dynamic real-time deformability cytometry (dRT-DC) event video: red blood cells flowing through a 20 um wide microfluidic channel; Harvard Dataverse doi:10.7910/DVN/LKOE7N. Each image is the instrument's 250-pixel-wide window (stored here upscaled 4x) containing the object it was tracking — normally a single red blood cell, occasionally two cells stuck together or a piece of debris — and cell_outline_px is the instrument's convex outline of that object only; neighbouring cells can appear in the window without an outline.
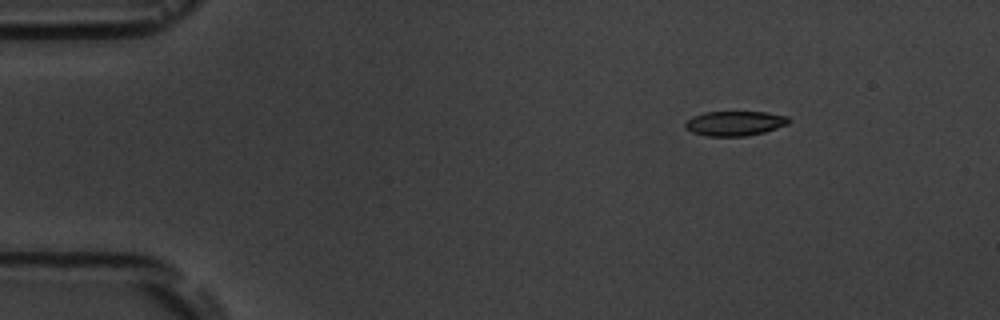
{"species": "common noctule bat (a hibernating species)", "species_latin": "Nyctalus noctula", "temperature_condition": "room temperature", "stored_images_in_passage": 9, "camera_frame_rate_fps": 3000, "um_per_image_px": 0.085, "animal": {"sex": "male", "body_mass_g": 19.5, "forearm_length_mm": 54.6}, "frame": {"image": 1, "passage_image": 1, "time_ms": 0.0, "image_size_px": [1000, 320], "cell_outline_px": [[788, 124], [764, 132], [744, 136], [708, 136], [692, 132], [684, 124], [692, 116], [704, 112], [768, 112], [788, 116]], "centroid_in_image_um": [62.46, 10.48], "position_along_channel_um": 22.5, "area_um2": 14.74}}
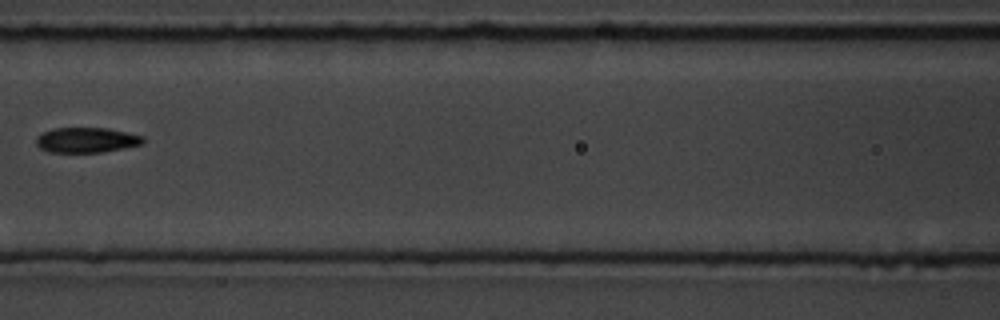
{"frame": {"image": 2, "passage_image": 6, "time_ms": 6.0, "image_size_px": [1000, 320], "cell_outline_px": [[144, 144], [124, 148], [100, 152], [48, 152], [40, 148], [36, 144], [36, 136], [52, 128], [108, 128], [144, 136]], "centroid_in_image_um": [7.35, 11.9], "position_along_channel_um": 159.2, "area_um2": 15.72}}
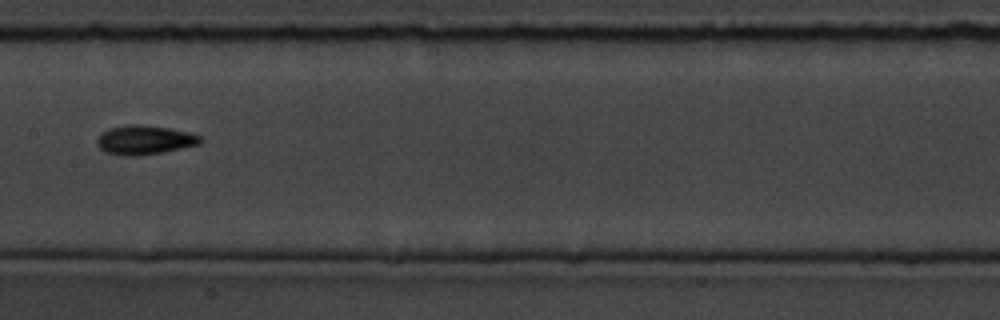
{"frame": {"image": 3, "passage_image": 7, "time_ms": 7.0, "image_size_px": [1000, 320], "cell_outline_px": [[204, 140], [200, 144], [164, 152], [136, 156], [124, 156], [104, 152], [96, 144], [96, 140], [100, 132], [108, 128], [128, 124], [140, 124], [168, 128], [188, 132], [204, 136]], "centroid_in_image_um": [12.28, 11.89], "position_along_channel_um": 195.1, "area_um2": 17.92}}